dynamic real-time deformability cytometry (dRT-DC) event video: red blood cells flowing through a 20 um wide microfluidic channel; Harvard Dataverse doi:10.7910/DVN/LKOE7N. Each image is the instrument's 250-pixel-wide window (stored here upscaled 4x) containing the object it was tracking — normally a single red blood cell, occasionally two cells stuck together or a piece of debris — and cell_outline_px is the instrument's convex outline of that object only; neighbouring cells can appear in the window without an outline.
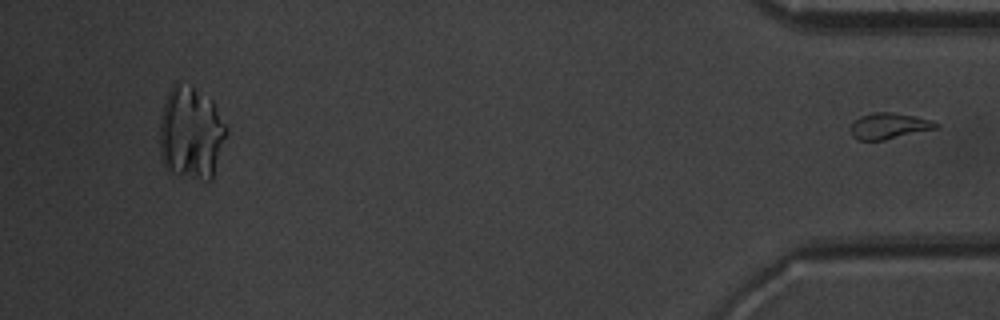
{"species": "common noctule bat (a hibernating species)", "species_latin": "Nyctalus noctula", "temperature_condition": "warm", "stored_images_in_passage": 40, "segment_of_instrument_passage": [2, 2], "camera_frame_rate_fps": 3000, "um_per_image_px": 0.085, "animal": {"sex": "male", "body_mass_g": 20.1, "forearm_length_mm": 53.5}, "frame": {"image": 1, "passage_image": 40, "time_ms": 13.0, "image_size_px": [1000, 320], "cell_outline_px": [[940, 128], [884, 140], [856, 140], [852, 136], [848, 128], [860, 116], [876, 112], [892, 112], [932, 120], [940, 124]], "centroid_in_image_um": [75.57, 10.72], "position_along_channel_um": 359.6, "area_um2": 13.06}}